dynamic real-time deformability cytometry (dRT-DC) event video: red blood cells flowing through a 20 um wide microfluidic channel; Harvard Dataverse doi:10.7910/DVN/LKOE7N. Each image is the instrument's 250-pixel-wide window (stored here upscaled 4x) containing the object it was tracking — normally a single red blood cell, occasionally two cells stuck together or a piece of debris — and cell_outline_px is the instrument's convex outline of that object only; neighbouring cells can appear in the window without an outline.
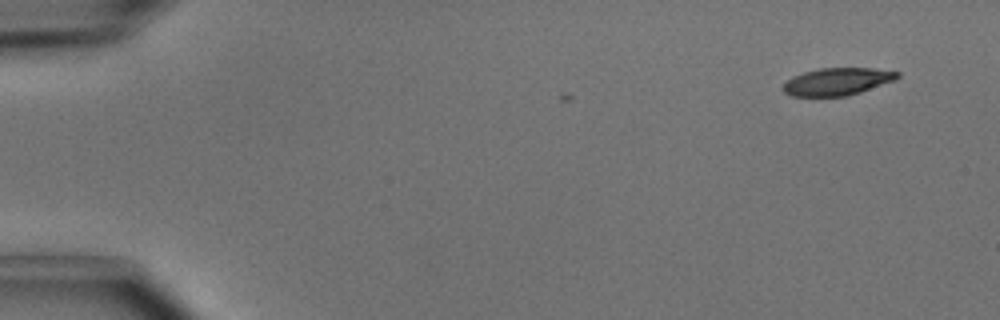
{"species": "common noctule bat (a hibernating species)", "species_latin": "Nyctalus noctula", "temperature_condition": "cold", "stored_images_in_passage": 5, "camera_frame_rate_fps": 3000, "um_per_image_px": 0.085, "animal": {"sex": "male", "body_mass_g": 15.6}, "frame": {"image": 1, "passage_image": 5, "time_ms": 1.333, "image_size_px": [1000, 320], "cell_outline_px": [[900, 76], [896, 80], [848, 96], [792, 96], [784, 92], [784, 84], [792, 76], [804, 72], [820, 68], [872, 68], [900, 72]], "centroid_in_image_um": [71.2, 6.93], "position_along_channel_um": 13.8, "area_um2": 18.21}}